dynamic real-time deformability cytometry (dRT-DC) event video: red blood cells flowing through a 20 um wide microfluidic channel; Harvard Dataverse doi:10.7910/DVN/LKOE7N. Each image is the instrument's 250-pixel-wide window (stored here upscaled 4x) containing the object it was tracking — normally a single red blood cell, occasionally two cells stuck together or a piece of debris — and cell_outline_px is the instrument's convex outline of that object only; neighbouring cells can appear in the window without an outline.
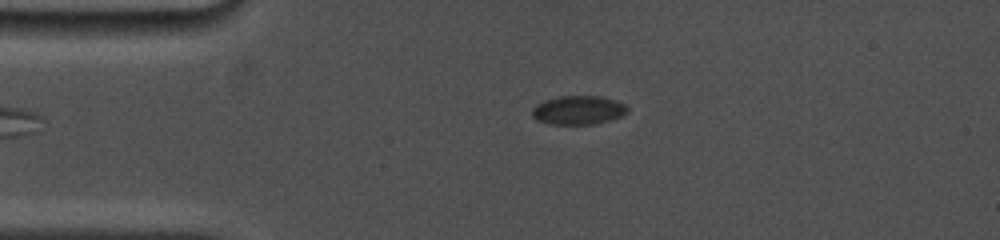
{"species": "common noctule bat (a hibernating species)", "species_latin": "Nyctalus noctula", "temperature_condition": "cold", "stored_images_in_passage": 40, "camera_frame_rate_fps": 5000, "um_per_image_px": 0.085, "animal": {"sex": "female", "body_mass_g": 19.0, "forearm_length_mm": 53.3}, "frame": {"image": 1, "passage_image": 10, "time_ms": 1.6, "image_size_px": [1000, 240], "cell_outline_px": [[628, 112], [620, 116], [608, 120], [592, 124], [548, 124], [536, 120], [532, 116], [532, 108], [536, 104], [544, 100], [560, 96], [600, 96], [616, 100], [624, 104], [628, 108]], "centroid_in_image_um": [49.12, 9.35], "position_along_channel_um": 35.9, "area_um2": 16.01}}
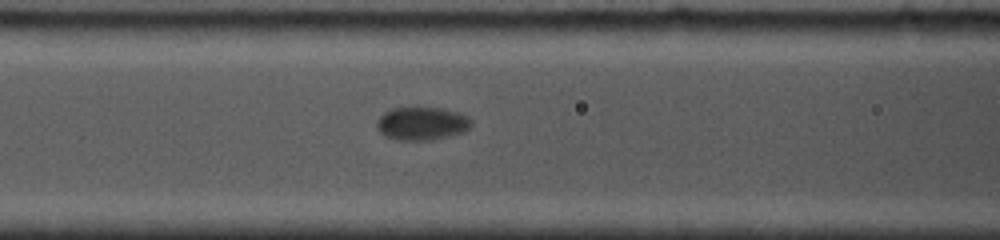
{"frame": {"image": 2, "passage_image": 31, "time_ms": 5.0, "image_size_px": [1000, 240], "cell_outline_px": [[472, 124], [464, 132], [432, 140], [396, 140], [384, 136], [376, 128], [376, 120], [384, 112], [392, 108], [440, 108], [460, 112], [468, 116], [472, 120]], "centroid_in_image_um": [35.85, 10.5], "position_along_channel_um": 130.8, "area_um2": 18.44}}
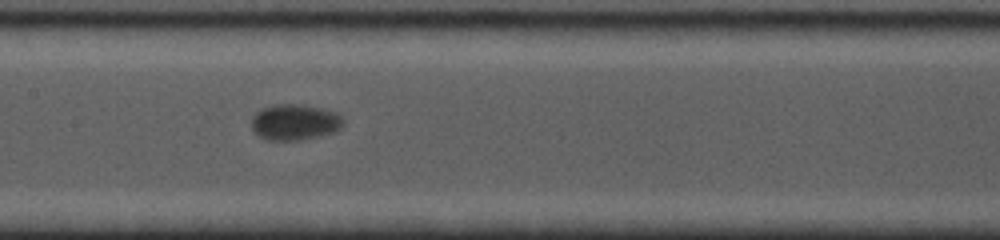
{"frame": {"image": 3, "passage_image": 39, "time_ms": 6.4, "image_size_px": [1000, 240], "cell_outline_px": [[344, 124], [336, 132], [320, 136], [300, 140], [268, 140], [260, 136], [252, 128], [252, 116], [260, 108], [272, 104], [300, 104], [324, 108], [336, 112], [344, 120]], "centroid_in_image_um": [25.07, 10.37], "position_along_channel_um": 182.3, "area_um2": 19.48}}